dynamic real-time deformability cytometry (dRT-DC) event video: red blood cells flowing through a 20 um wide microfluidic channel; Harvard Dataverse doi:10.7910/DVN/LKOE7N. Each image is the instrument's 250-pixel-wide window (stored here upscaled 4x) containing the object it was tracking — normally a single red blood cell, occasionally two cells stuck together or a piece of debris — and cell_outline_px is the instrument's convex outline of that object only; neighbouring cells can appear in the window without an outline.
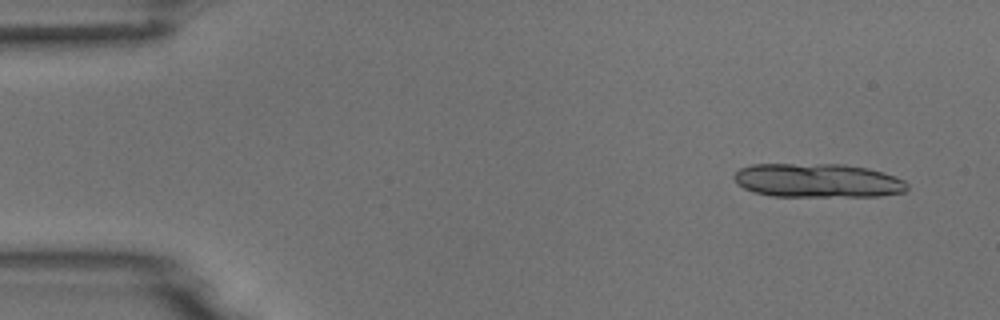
{"species": "common noctule bat (a hibernating species)", "species_latin": "Nyctalus noctula", "temperature_condition": "room temperature", "stored_images_in_passage": 4, "camera_frame_rate_fps": 3000, "um_per_image_px": 0.085, "animal": {"sex": "male", "body_mass_g": 18.8}, "frame": {"image": 1, "passage_image": 1, "time_ms": 0.0, "image_size_px": [1000, 320], "cell_outline_px": [[908, 188], [904, 192], [880, 196], [772, 196], [752, 192], [744, 188], [732, 176], [740, 168], [752, 164], [844, 164], [868, 168], [904, 180], [908, 184]], "centroid_in_image_um": [69.49, 15.34], "position_along_channel_um": 15.5, "area_um2": 34.22}}
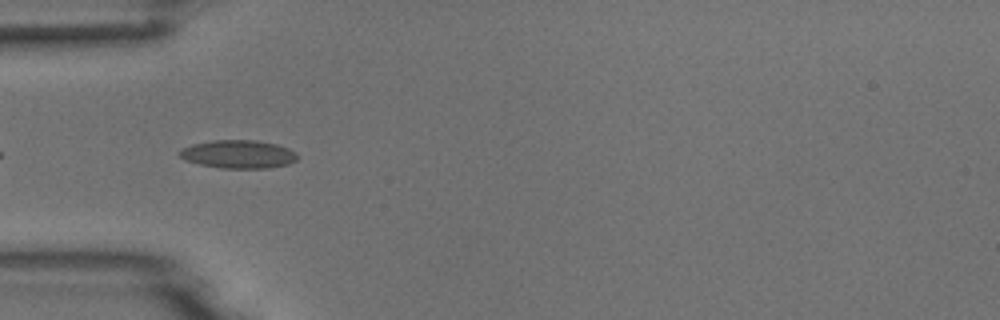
{"frame": {"image": 2, "passage_image": 4, "time_ms": 4.333, "image_size_px": [1000, 320], "cell_outline_px": [[296, 160], [288, 164], [268, 168], [220, 168], [200, 164], [184, 160], [176, 152], [192, 144], [212, 140], [256, 140], [276, 144], [288, 148], [296, 152]], "centroid_in_image_um": [20.23, 13.1], "position_along_channel_um": 64.8, "area_um2": 19.36}}